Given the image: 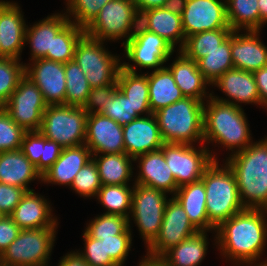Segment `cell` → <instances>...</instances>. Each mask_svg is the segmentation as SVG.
I'll return each mask as SVG.
<instances>
[{"instance_id": "obj_3", "label": "cell", "mask_w": 267, "mask_h": 266, "mask_svg": "<svg viewBox=\"0 0 267 266\" xmlns=\"http://www.w3.org/2000/svg\"><path fill=\"white\" fill-rule=\"evenodd\" d=\"M249 127L242 107L224 103L212 97L204 103V144H219L234 154L253 143Z\"/></svg>"}, {"instance_id": "obj_11", "label": "cell", "mask_w": 267, "mask_h": 266, "mask_svg": "<svg viewBox=\"0 0 267 266\" xmlns=\"http://www.w3.org/2000/svg\"><path fill=\"white\" fill-rule=\"evenodd\" d=\"M125 57L129 62L122 63L126 71L137 73L136 67L158 70L164 67L173 55L175 49L164 38L144 29L138 24L132 37L123 45ZM136 65V66H135Z\"/></svg>"}, {"instance_id": "obj_59", "label": "cell", "mask_w": 267, "mask_h": 266, "mask_svg": "<svg viewBox=\"0 0 267 266\" xmlns=\"http://www.w3.org/2000/svg\"><path fill=\"white\" fill-rule=\"evenodd\" d=\"M4 216H6V215L0 211V221L3 219Z\"/></svg>"}, {"instance_id": "obj_14", "label": "cell", "mask_w": 267, "mask_h": 266, "mask_svg": "<svg viewBox=\"0 0 267 266\" xmlns=\"http://www.w3.org/2000/svg\"><path fill=\"white\" fill-rule=\"evenodd\" d=\"M197 232L181 204L172 196L166 204L159 235L146 249V256L160 258L170 248Z\"/></svg>"}, {"instance_id": "obj_58", "label": "cell", "mask_w": 267, "mask_h": 266, "mask_svg": "<svg viewBox=\"0 0 267 266\" xmlns=\"http://www.w3.org/2000/svg\"><path fill=\"white\" fill-rule=\"evenodd\" d=\"M138 266H167L160 258L146 256L142 258Z\"/></svg>"}, {"instance_id": "obj_34", "label": "cell", "mask_w": 267, "mask_h": 266, "mask_svg": "<svg viewBox=\"0 0 267 266\" xmlns=\"http://www.w3.org/2000/svg\"><path fill=\"white\" fill-rule=\"evenodd\" d=\"M226 9L232 31H260L258 0H226Z\"/></svg>"}, {"instance_id": "obj_54", "label": "cell", "mask_w": 267, "mask_h": 266, "mask_svg": "<svg viewBox=\"0 0 267 266\" xmlns=\"http://www.w3.org/2000/svg\"><path fill=\"white\" fill-rule=\"evenodd\" d=\"M57 266H88V264L76 250L66 253V255L59 260Z\"/></svg>"}, {"instance_id": "obj_29", "label": "cell", "mask_w": 267, "mask_h": 266, "mask_svg": "<svg viewBox=\"0 0 267 266\" xmlns=\"http://www.w3.org/2000/svg\"><path fill=\"white\" fill-rule=\"evenodd\" d=\"M174 197L181 204L189 221L198 231H209L206 211V191L203 181L186 184L177 189Z\"/></svg>"}, {"instance_id": "obj_56", "label": "cell", "mask_w": 267, "mask_h": 266, "mask_svg": "<svg viewBox=\"0 0 267 266\" xmlns=\"http://www.w3.org/2000/svg\"><path fill=\"white\" fill-rule=\"evenodd\" d=\"M187 0H166L164 8L175 15H182Z\"/></svg>"}, {"instance_id": "obj_40", "label": "cell", "mask_w": 267, "mask_h": 266, "mask_svg": "<svg viewBox=\"0 0 267 266\" xmlns=\"http://www.w3.org/2000/svg\"><path fill=\"white\" fill-rule=\"evenodd\" d=\"M129 227L128 218L122 215L101 214L85 227V232L96 240L121 235Z\"/></svg>"}, {"instance_id": "obj_51", "label": "cell", "mask_w": 267, "mask_h": 266, "mask_svg": "<svg viewBox=\"0 0 267 266\" xmlns=\"http://www.w3.org/2000/svg\"><path fill=\"white\" fill-rule=\"evenodd\" d=\"M20 228L10 216H4L0 221V256L17 238Z\"/></svg>"}, {"instance_id": "obj_13", "label": "cell", "mask_w": 267, "mask_h": 266, "mask_svg": "<svg viewBox=\"0 0 267 266\" xmlns=\"http://www.w3.org/2000/svg\"><path fill=\"white\" fill-rule=\"evenodd\" d=\"M42 92L26 75L18 82L6 104L2 107L11 119L26 132L38 131L47 108Z\"/></svg>"}, {"instance_id": "obj_39", "label": "cell", "mask_w": 267, "mask_h": 266, "mask_svg": "<svg viewBox=\"0 0 267 266\" xmlns=\"http://www.w3.org/2000/svg\"><path fill=\"white\" fill-rule=\"evenodd\" d=\"M65 105L83 107L91 90L85 73L75 60L65 63Z\"/></svg>"}, {"instance_id": "obj_35", "label": "cell", "mask_w": 267, "mask_h": 266, "mask_svg": "<svg viewBox=\"0 0 267 266\" xmlns=\"http://www.w3.org/2000/svg\"><path fill=\"white\" fill-rule=\"evenodd\" d=\"M198 69L203 77L212 84L226 71L233 69L231 57V34L216 49L206 53L197 61Z\"/></svg>"}, {"instance_id": "obj_30", "label": "cell", "mask_w": 267, "mask_h": 266, "mask_svg": "<svg viewBox=\"0 0 267 266\" xmlns=\"http://www.w3.org/2000/svg\"><path fill=\"white\" fill-rule=\"evenodd\" d=\"M207 231H198L166 251L160 259L167 266H198L208 249Z\"/></svg>"}, {"instance_id": "obj_27", "label": "cell", "mask_w": 267, "mask_h": 266, "mask_svg": "<svg viewBox=\"0 0 267 266\" xmlns=\"http://www.w3.org/2000/svg\"><path fill=\"white\" fill-rule=\"evenodd\" d=\"M70 22L66 14L55 13L34 24L26 27L25 43L30 44L31 58H44L47 53H52L53 38Z\"/></svg>"}, {"instance_id": "obj_57", "label": "cell", "mask_w": 267, "mask_h": 266, "mask_svg": "<svg viewBox=\"0 0 267 266\" xmlns=\"http://www.w3.org/2000/svg\"><path fill=\"white\" fill-rule=\"evenodd\" d=\"M258 8L260 13V31L262 26L267 23V0H258Z\"/></svg>"}, {"instance_id": "obj_26", "label": "cell", "mask_w": 267, "mask_h": 266, "mask_svg": "<svg viewBox=\"0 0 267 266\" xmlns=\"http://www.w3.org/2000/svg\"><path fill=\"white\" fill-rule=\"evenodd\" d=\"M139 24L146 30L157 34L178 51L185 44L181 15H175L164 7L150 9L139 14ZM176 45V46H175Z\"/></svg>"}, {"instance_id": "obj_45", "label": "cell", "mask_w": 267, "mask_h": 266, "mask_svg": "<svg viewBox=\"0 0 267 266\" xmlns=\"http://www.w3.org/2000/svg\"><path fill=\"white\" fill-rule=\"evenodd\" d=\"M25 133L26 131L0 107V152L20 149Z\"/></svg>"}, {"instance_id": "obj_21", "label": "cell", "mask_w": 267, "mask_h": 266, "mask_svg": "<svg viewBox=\"0 0 267 266\" xmlns=\"http://www.w3.org/2000/svg\"><path fill=\"white\" fill-rule=\"evenodd\" d=\"M232 31L231 57L234 68L255 72L267 65V46L260 39L261 31Z\"/></svg>"}, {"instance_id": "obj_31", "label": "cell", "mask_w": 267, "mask_h": 266, "mask_svg": "<svg viewBox=\"0 0 267 266\" xmlns=\"http://www.w3.org/2000/svg\"><path fill=\"white\" fill-rule=\"evenodd\" d=\"M145 74L148 76L149 104L153 114L184 98L166 66Z\"/></svg>"}, {"instance_id": "obj_20", "label": "cell", "mask_w": 267, "mask_h": 266, "mask_svg": "<svg viewBox=\"0 0 267 266\" xmlns=\"http://www.w3.org/2000/svg\"><path fill=\"white\" fill-rule=\"evenodd\" d=\"M211 85L212 87H217L226 97H229L223 98L215 96L213 94L214 92H212L211 97L216 100L240 107L242 105L241 103H246V105L257 104L261 106L260 96L252 72L233 68L226 71Z\"/></svg>"}, {"instance_id": "obj_52", "label": "cell", "mask_w": 267, "mask_h": 266, "mask_svg": "<svg viewBox=\"0 0 267 266\" xmlns=\"http://www.w3.org/2000/svg\"><path fill=\"white\" fill-rule=\"evenodd\" d=\"M62 147L44 136L43 155L40 158V175L42 176L59 158Z\"/></svg>"}, {"instance_id": "obj_23", "label": "cell", "mask_w": 267, "mask_h": 266, "mask_svg": "<svg viewBox=\"0 0 267 266\" xmlns=\"http://www.w3.org/2000/svg\"><path fill=\"white\" fill-rule=\"evenodd\" d=\"M139 168L134 184L155 188L175 195L178 186L161 149L140 155L134 159Z\"/></svg>"}, {"instance_id": "obj_17", "label": "cell", "mask_w": 267, "mask_h": 266, "mask_svg": "<svg viewBox=\"0 0 267 266\" xmlns=\"http://www.w3.org/2000/svg\"><path fill=\"white\" fill-rule=\"evenodd\" d=\"M84 144L92 155L125 153L123 127L103 114H88Z\"/></svg>"}, {"instance_id": "obj_33", "label": "cell", "mask_w": 267, "mask_h": 266, "mask_svg": "<svg viewBox=\"0 0 267 266\" xmlns=\"http://www.w3.org/2000/svg\"><path fill=\"white\" fill-rule=\"evenodd\" d=\"M117 88L129 99L139 116L152 113L149 104L148 76L145 73H133L121 67L117 75Z\"/></svg>"}, {"instance_id": "obj_43", "label": "cell", "mask_w": 267, "mask_h": 266, "mask_svg": "<svg viewBox=\"0 0 267 266\" xmlns=\"http://www.w3.org/2000/svg\"><path fill=\"white\" fill-rule=\"evenodd\" d=\"M109 1L112 0H66V17L85 29Z\"/></svg>"}, {"instance_id": "obj_41", "label": "cell", "mask_w": 267, "mask_h": 266, "mask_svg": "<svg viewBox=\"0 0 267 266\" xmlns=\"http://www.w3.org/2000/svg\"><path fill=\"white\" fill-rule=\"evenodd\" d=\"M21 60L0 57V107H3L25 75V64Z\"/></svg>"}, {"instance_id": "obj_25", "label": "cell", "mask_w": 267, "mask_h": 266, "mask_svg": "<svg viewBox=\"0 0 267 266\" xmlns=\"http://www.w3.org/2000/svg\"><path fill=\"white\" fill-rule=\"evenodd\" d=\"M167 68L171 71L173 79L184 97L195 98L203 102L211 97V93L209 94V91L206 90L207 86L211 84L199 71L197 62L187 58L181 51Z\"/></svg>"}, {"instance_id": "obj_19", "label": "cell", "mask_w": 267, "mask_h": 266, "mask_svg": "<svg viewBox=\"0 0 267 266\" xmlns=\"http://www.w3.org/2000/svg\"><path fill=\"white\" fill-rule=\"evenodd\" d=\"M125 153L131 158L159 150L165 143L153 113L123 126Z\"/></svg>"}, {"instance_id": "obj_1", "label": "cell", "mask_w": 267, "mask_h": 266, "mask_svg": "<svg viewBox=\"0 0 267 266\" xmlns=\"http://www.w3.org/2000/svg\"><path fill=\"white\" fill-rule=\"evenodd\" d=\"M266 214L265 209H245L223 222L214 236L221 255L236 266H267V259L260 262L267 243Z\"/></svg>"}, {"instance_id": "obj_44", "label": "cell", "mask_w": 267, "mask_h": 266, "mask_svg": "<svg viewBox=\"0 0 267 266\" xmlns=\"http://www.w3.org/2000/svg\"><path fill=\"white\" fill-rule=\"evenodd\" d=\"M101 186L98 167L92 158L78 171L70 188L80 197H95L96 199Z\"/></svg>"}, {"instance_id": "obj_12", "label": "cell", "mask_w": 267, "mask_h": 266, "mask_svg": "<svg viewBox=\"0 0 267 266\" xmlns=\"http://www.w3.org/2000/svg\"><path fill=\"white\" fill-rule=\"evenodd\" d=\"M160 149L178 188L200 180L206 168L217 160L216 153L205 144L197 149L189 144L164 143Z\"/></svg>"}, {"instance_id": "obj_28", "label": "cell", "mask_w": 267, "mask_h": 266, "mask_svg": "<svg viewBox=\"0 0 267 266\" xmlns=\"http://www.w3.org/2000/svg\"><path fill=\"white\" fill-rule=\"evenodd\" d=\"M35 179L42 181V176L20 149L0 152V183L17 186L27 192L33 190L28 184Z\"/></svg>"}, {"instance_id": "obj_38", "label": "cell", "mask_w": 267, "mask_h": 266, "mask_svg": "<svg viewBox=\"0 0 267 266\" xmlns=\"http://www.w3.org/2000/svg\"><path fill=\"white\" fill-rule=\"evenodd\" d=\"M84 34V28L69 22L53 38L52 53H47L44 59L61 63L74 60L76 44Z\"/></svg>"}, {"instance_id": "obj_46", "label": "cell", "mask_w": 267, "mask_h": 266, "mask_svg": "<svg viewBox=\"0 0 267 266\" xmlns=\"http://www.w3.org/2000/svg\"><path fill=\"white\" fill-rule=\"evenodd\" d=\"M83 239L85 242L84 250H80L78 253L89 266H119L110 256H106L103 240H96L85 231Z\"/></svg>"}, {"instance_id": "obj_6", "label": "cell", "mask_w": 267, "mask_h": 266, "mask_svg": "<svg viewBox=\"0 0 267 266\" xmlns=\"http://www.w3.org/2000/svg\"><path fill=\"white\" fill-rule=\"evenodd\" d=\"M88 113L83 107L65 104L48 105L38 130L62 148L84 144Z\"/></svg>"}, {"instance_id": "obj_53", "label": "cell", "mask_w": 267, "mask_h": 266, "mask_svg": "<svg viewBox=\"0 0 267 266\" xmlns=\"http://www.w3.org/2000/svg\"><path fill=\"white\" fill-rule=\"evenodd\" d=\"M262 108L267 109V65L253 72Z\"/></svg>"}, {"instance_id": "obj_36", "label": "cell", "mask_w": 267, "mask_h": 266, "mask_svg": "<svg viewBox=\"0 0 267 266\" xmlns=\"http://www.w3.org/2000/svg\"><path fill=\"white\" fill-rule=\"evenodd\" d=\"M232 33L231 28H221L213 31H204L188 36L180 50L187 58L197 62L206 53L216 49Z\"/></svg>"}, {"instance_id": "obj_47", "label": "cell", "mask_w": 267, "mask_h": 266, "mask_svg": "<svg viewBox=\"0 0 267 266\" xmlns=\"http://www.w3.org/2000/svg\"><path fill=\"white\" fill-rule=\"evenodd\" d=\"M102 240L105 243L106 256H110L119 266H123L132 246L131 224L129 223V227L121 235Z\"/></svg>"}, {"instance_id": "obj_9", "label": "cell", "mask_w": 267, "mask_h": 266, "mask_svg": "<svg viewBox=\"0 0 267 266\" xmlns=\"http://www.w3.org/2000/svg\"><path fill=\"white\" fill-rule=\"evenodd\" d=\"M104 43L84 34L75 47L74 60L91 88L114 84L122 67V59L106 50Z\"/></svg>"}, {"instance_id": "obj_8", "label": "cell", "mask_w": 267, "mask_h": 266, "mask_svg": "<svg viewBox=\"0 0 267 266\" xmlns=\"http://www.w3.org/2000/svg\"><path fill=\"white\" fill-rule=\"evenodd\" d=\"M58 227L21 229L0 256L1 266H50L49 259Z\"/></svg>"}, {"instance_id": "obj_16", "label": "cell", "mask_w": 267, "mask_h": 266, "mask_svg": "<svg viewBox=\"0 0 267 266\" xmlns=\"http://www.w3.org/2000/svg\"><path fill=\"white\" fill-rule=\"evenodd\" d=\"M25 64V75L40 89L47 105L65 104V63L39 58Z\"/></svg>"}, {"instance_id": "obj_15", "label": "cell", "mask_w": 267, "mask_h": 266, "mask_svg": "<svg viewBox=\"0 0 267 266\" xmlns=\"http://www.w3.org/2000/svg\"><path fill=\"white\" fill-rule=\"evenodd\" d=\"M181 20L186 38L204 31L230 28L226 0H187Z\"/></svg>"}, {"instance_id": "obj_4", "label": "cell", "mask_w": 267, "mask_h": 266, "mask_svg": "<svg viewBox=\"0 0 267 266\" xmlns=\"http://www.w3.org/2000/svg\"><path fill=\"white\" fill-rule=\"evenodd\" d=\"M222 165L213 160L201 178L206 191L209 232H215L223 222L245 210L233 171L226 162Z\"/></svg>"}, {"instance_id": "obj_24", "label": "cell", "mask_w": 267, "mask_h": 266, "mask_svg": "<svg viewBox=\"0 0 267 266\" xmlns=\"http://www.w3.org/2000/svg\"><path fill=\"white\" fill-rule=\"evenodd\" d=\"M91 159L92 153L85 144L62 148L59 158L42 175L41 182L71 187L78 171Z\"/></svg>"}, {"instance_id": "obj_22", "label": "cell", "mask_w": 267, "mask_h": 266, "mask_svg": "<svg viewBox=\"0 0 267 266\" xmlns=\"http://www.w3.org/2000/svg\"><path fill=\"white\" fill-rule=\"evenodd\" d=\"M34 191H27L9 216L20 229L58 227V220L52 214L50 201Z\"/></svg>"}, {"instance_id": "obj_7", "label": "cell", "mask_w": 267, "mask_h": 266, "mask_svg": "<svg viewBox=\"0 0 267 266\" xmlns=\"http://www.w3.org/2000/svg\"><path fill=\"white\" fill-rule=\"evenodd\" d=\"M139 24V14L133 0L107 2L94 20L84 29L90 38L106 42L124 40V45L134 34Z\"/></svg>"}, {"instance_id": "obj_49", "label": "cell", "mask_w": 267, "mask_h": 266, "mask_svg": "<svg viewBox=\"0 0 267 266\" xmlns=\"http://www.w3.org/2000/svg\"><path fill=\"white\" fill-rule=\"evenodd\" d=\"M116 89L117 81L114 84L91 88L83 108L88 114L98 113L103 108V104L107 103L108 97H110Z\"/></svg>"}, {"instance_id": "obj_32", "label": "cell", "mask_w": 267, "mask_h": 266, "mask_svg": "<svg viewBox=\"0 0 267 266\" xmlns=\"http://www.w3.org/2000/svg\"><path fill=\"white\" fill-rule=\"evenodd\" d=\"M101 185H129L133 176L134 159L126 153L95 154Z\"/></svg>"}, {"instance_id": "obj_5", "label": "cell", "mask_w": 267, "mask_h": 266, "mask_svg": "<svg viewBox=\"0 0 267 266\" xmlns=\"http://www.w3.org/2000/svg\"><path fill=\"white\" fill-rule=\"evenodd\" d=\"M203 101L191 97L170 104L154 113L165 143L204 144ZM202 142V143H201Z\"/></svg>"}, {"instance_id": "obj_2", "label": "cell", "mask_w": 267, "mask_h": 266, "mask_svg": "<svg viewBox=\"0 0 267 266\" xmlns=\"http://www.w3.org/2000/svg\"><path fill=\"white\" fill-rule=\"evenodd\" d=\"M225 162L235 175L244 208L267 210V137L230 154Z\"/></svg>"}, {"instance_id": "obj_10", "label": "cell", "mask_w": 267, "mask_h": 266, "mask_svg": "<svg viewBox=\"0 0 267 266\" xmlns=\"http://www.w3.org/2000/svg\"><path fill=\"white\" fill-rule=\"evenodd\" d=\"M168 202L167 193L155 188L134 184L129 218L138 227L146 249L158 237L164 211Z\"/></svg>"}, {"instance_id": "obj_18", "label": "cell", "mask_w": 267, "mask_h": 266, "mask_svg": "<svg viewBox=\"0 0 267 266\" xmlns=\"http://www.w3.org/2000/svg\"><path fill=\"white\" fill-rule=\"evenodd\" d=\"M23 16L17 3L0 0V57L21 60L27 27Z\"/></svg>"}, {"instance_id": "obj_42", "label": "cell", "mask_w": 267, "mask_h": 266, "mask_svg": "<svg viewBox=\"0 0 267 266\" xmlns=\"http://www.w3.org/2000/svg\"><path fill=\"white\" fill-rule=\"evenodd\" d=\"M98 113L111 118L122 127L140 117L129 99L118 88L108 97L107 103L103 104Z\"/></svg>"}, {"instance_id": "obj_37", "label": "cell", "mask_w": 267, "mask_h": 266, "mask_svg": "<svg viewBox=\"0 0 267 266\" xmlns=\"http://www.w3.org/2000/svg\"><path fill=\"white\" fill-rule=\"evenodd\" d=\"M134 185H102L97 200L105 208L103 214L122 215L130 218Z\"/></svg>"}, {"instance_id": "obj_50", "label": "cell", "mask_w": 267, "mask_h": 266, "mask_svg": "<svg viewBox=\"0 0 267 266\" xmlns=\"http://www.w3.org/2000/svg\"><path fill=\"white\" fill-rule=\"evenodd\" d=\"M25 193L23 188L0 183V211L9 216Z\"/></svg>"}, {"instance_id": "obj_48", "label": "cell", "mask_w": 267, "mask_h": 266, "mask_svg": "<svg viewBox=\"0 0 267 266\" xmlns=\"http://www.w3.org/2000/svg\"><path fill=\"white\" fill-rule=\"evenodd\" d=\"M44 136L39 131L26 132L20 150L40 173V158L43 155Z\"/></svg>"}, {"instance_id": "obj_55", "label": "cell", "mask_w": 267, "mask_h": 266, "mask_svg": "<svg viewBox=\"0 0 267 266\" xmlns=\"http://www.w3.org/2000/svg\"><path fill=\"white\" fill-rule=\"evenodd\" d=\"M138 14L155 8L164 7L166 0H133Z\"/></svg>"}]
</instances>
